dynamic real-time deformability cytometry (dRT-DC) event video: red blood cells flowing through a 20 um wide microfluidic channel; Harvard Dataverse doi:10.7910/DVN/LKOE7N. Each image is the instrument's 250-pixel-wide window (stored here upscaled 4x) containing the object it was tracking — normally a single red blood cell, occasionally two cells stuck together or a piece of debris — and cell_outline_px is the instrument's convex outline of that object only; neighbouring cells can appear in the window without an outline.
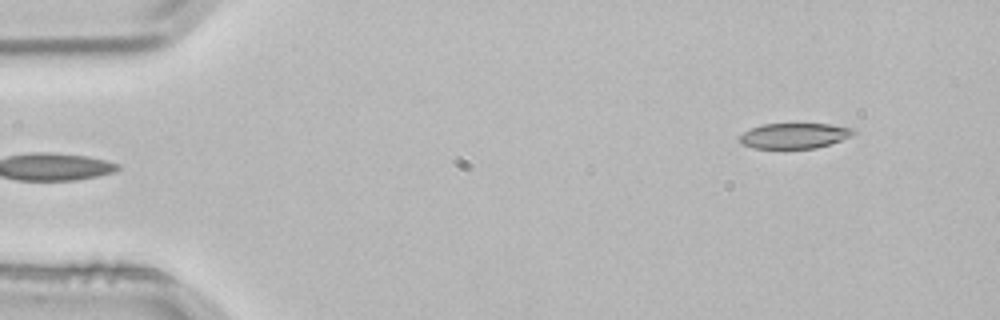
{"species": "common noctule bat (a hibernating species)", "species_latin": "Nyctalus noctula", "temperature_condition": "room temperature", "stored_images_in_passage": 2, "camera_frame_rate_fps": 3000, "um_per_image_px": 0.085, "animal": {"sex": "male", "body_mass_g": 21.5, "forearm_length_mm": 52.0}, "frame": {"image": 1, "passage_image": 2, "time_ms": 0.333, "image_size_px": [1000, 320], "cell_outline_px": [[856, 132], [852, 136], [816, 148], [756, 148], [744, 144], [740, 140], [740, 136], [744, 132], [752, 128], [764, 124], [828, 124], [856, 128]], "centroid_in_image_um": [67.58, 11.53], "position_along_channel_um": 17.4, "area_um2": 16.59}}